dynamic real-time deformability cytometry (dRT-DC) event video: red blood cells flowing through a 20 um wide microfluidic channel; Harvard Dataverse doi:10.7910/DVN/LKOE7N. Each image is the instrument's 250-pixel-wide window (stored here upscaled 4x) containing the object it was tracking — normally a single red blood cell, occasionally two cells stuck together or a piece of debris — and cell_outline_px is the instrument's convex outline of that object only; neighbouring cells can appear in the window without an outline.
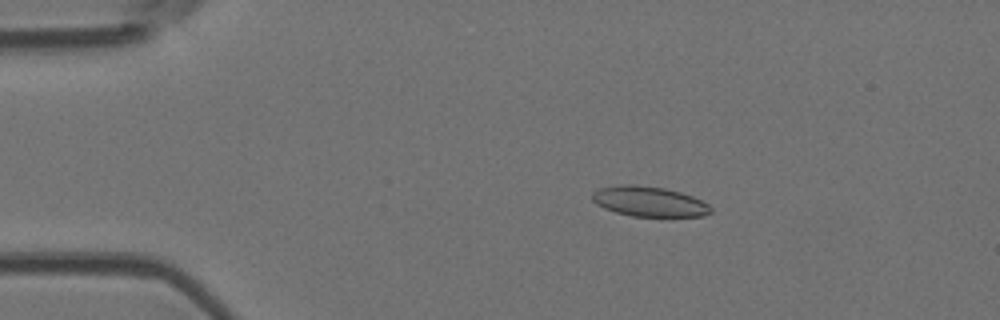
{"species": "Egyptian fruit bat (a non-hibernating species)", "species_latin": "Rousettus aegyptiacus", "temperature_condition": "room temperature", "stored_images_in_passage": 51, "camera_frame_rate_fps": 3000, "um_per_image_px": 0.085, "animal": {"sex": "female"}, "frame": {"image": 1, "passage_image": 10, "time_ms": 3.0, "image_size_px": [1000, 320], "cell_outline_px": [[712, 212], [704, 216], [632, 216], [616, 212], [604, 208], [596, 204], [592, 200], [592, 192], [600, 188], [620, 184], [636, 184], [664, 188], [680, 192], [692, 196], [708, 204], [712, 208]], "centroid_in_image_um": [55.16, 17.12], "position_along_channel_um": 29.8, "area_um2": 20.81}}
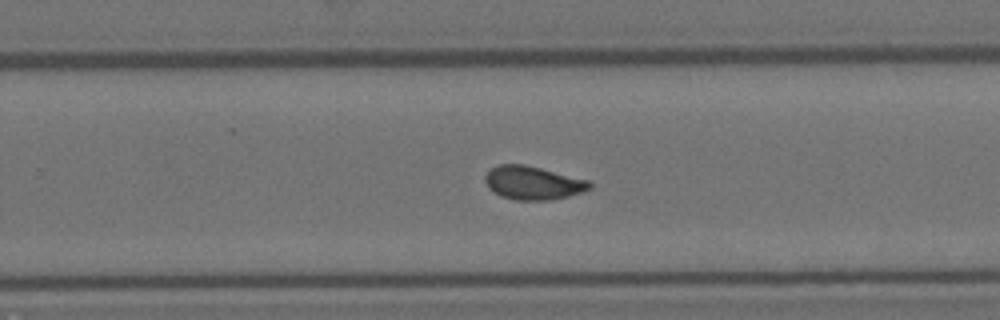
{"frame": {"image": 2, "passage_image": 33, "time_ms": 10.667, "image_size_px": [1000, 320], "cell_outline_px": [[592, 188], [568, 196], [552, 200], [516, 200], [500, 196], [488, 188], [484, 180], [484, 176], [492, 168], [500, 164], [524, 164], [588, 180], [592, 184]], "centroid_in_image_um": [45.28, 15.55], "position_along_channel_um": 284.5, "area_um2": 20.29}}
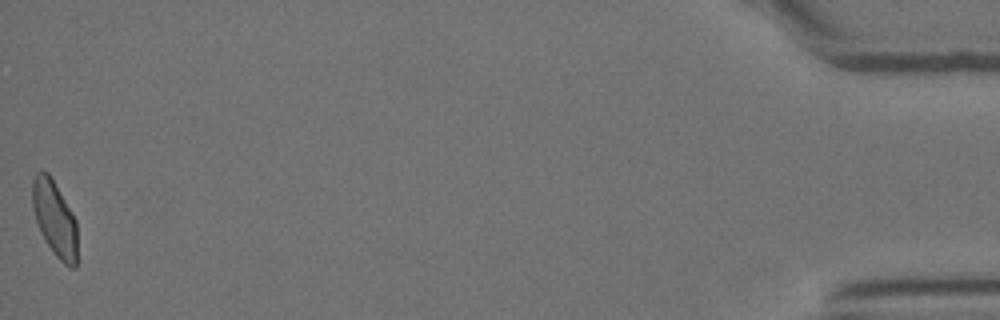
{"frame": {"image": 3, "passage_image": 51, "time_ms": 16.667, "image_size_px": [1000, 320], "cell_outline_px": [[76, 268], [68, 268], [52, 252], [40, 232], [32, 208], [32, 180], [36, 172], [40, 168], [48, 172], [72, 212], [76, 220]], "centroid_in_image_um": [4.62, 18.56], "position_along_channel_um": 430.6, "area_um2": 19.88}, "authors_computed_cell_mechanics": {"area_um2": 20.23, "velocity_mm_per_s": 4.0285, "shape_relaxation_time_tau1_ms": 6.3422, "shape_relaxation_time_tau2_ms": 1.3235, "deformation_change_tau1": 0.1481, "deformation_change_tau2": 0.0526}}